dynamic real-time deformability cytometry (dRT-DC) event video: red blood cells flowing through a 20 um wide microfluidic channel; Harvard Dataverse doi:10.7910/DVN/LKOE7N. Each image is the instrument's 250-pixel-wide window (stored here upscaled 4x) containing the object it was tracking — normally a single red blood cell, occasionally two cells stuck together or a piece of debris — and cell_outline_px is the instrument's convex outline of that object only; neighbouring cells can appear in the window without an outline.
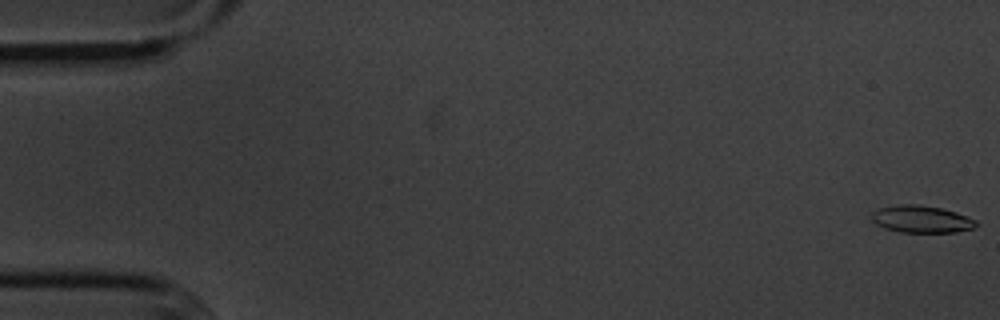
{"species": "common noctule bat (a hibernating species)", "species_latin": "Nyctalus noctula", "temperature_condition": "cold", "stored_images_in_passage": 8, "camera_frame_rate_fps": 3000, "um_per_image_px": 0.085, "animal": {"sex": "male", "body_mass_g": 20.1, "forearm_length_mm": 53.5}, "frame": {"image": 1, "passage_image": 1, "time_ms": 0.0, "image_size_px": [1000, 320], "cell_outline_px": [[980, 224], [972, 228], [956, 232], [900, 232], [884, 228], [876, 224], [872, 220], [872, 212], [880, 208], [900, 204], [920, 204], [940, 208], [956, 212], [968, 216], [976, 220]], "centroid_in_image_um": [78.34, 18.63], "position_along_channel_um": 6.7, "area_um2": 16.59}}
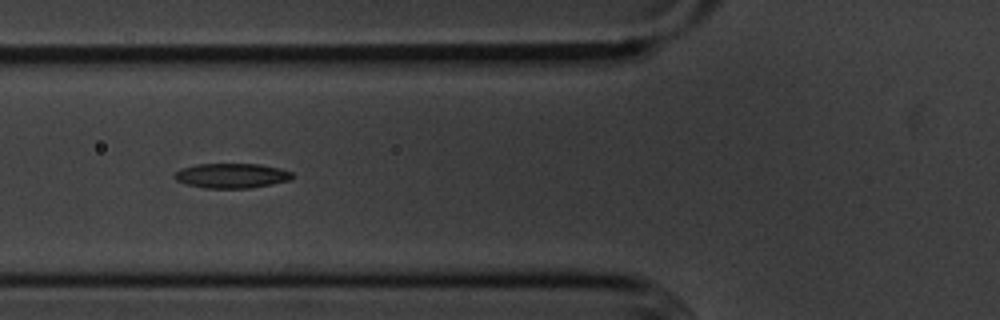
{"frame": {"image": 2, "passage_image": 6, "time_ms": 6.667, "image_size_px": [1000, 320], "cell_outline_px": [[292, 176], [288, 180], [272, 184], [248, 188], [204, 188], [188, 184], [176, 180], [172, 176], [180, 168], [196, 164], [260, 164], [280, 168], [292, 172]], "centroid_in_image_um": [19.65, 14.92], "position_along_channel_um": 106.1, "area_um2": 16.94}}
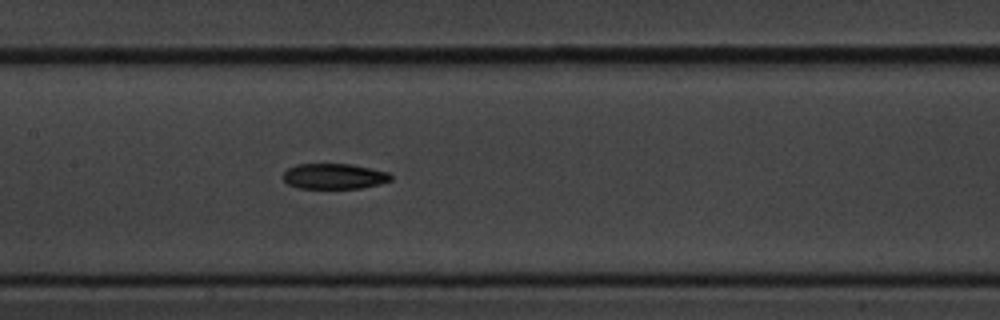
{"frame": {"image": 3, "passage_image": 8, "time_ms": 8.667, "image_size_px": [1000, 320], "cell_outline_px": [[392, 180], [380, 184], [360, 188], [296, 188], [288, 184], [284, 180], [284, 172], [288, 168], [296, 164], [352, 164], [388, 172], [392, 176]], "centroid_in_image_um": [28.41, 14.98], "position_along_channel_um": 179.0, "area_um2": 16.01}}